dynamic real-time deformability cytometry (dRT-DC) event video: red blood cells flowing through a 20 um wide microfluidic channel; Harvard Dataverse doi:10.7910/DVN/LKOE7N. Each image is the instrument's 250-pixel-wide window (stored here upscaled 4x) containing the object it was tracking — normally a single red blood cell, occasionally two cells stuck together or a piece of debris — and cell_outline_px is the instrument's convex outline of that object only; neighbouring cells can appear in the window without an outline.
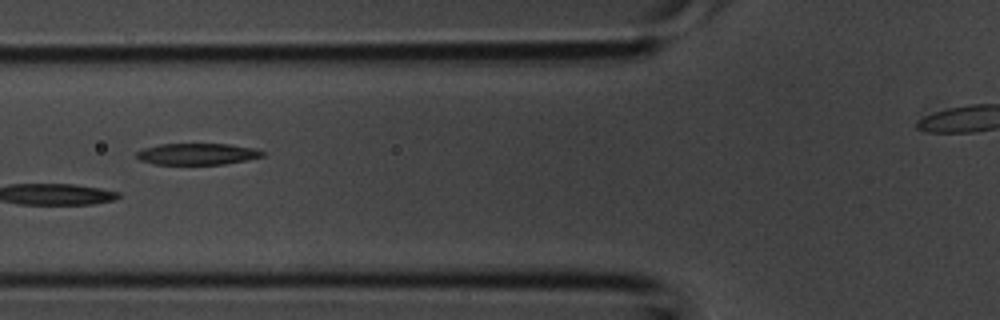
{"species": "common noctule bat (a hibernating species)", "species_latin": "Nyctalus noctula", "temperature_condition": "room temperature", "stored_images_in_passage": 3, "segment_of_instrument_passage": [1, 2], "camera_frame_rate_fps": 3000, "um_per_image_px": 0.085, "animal": {"sex": "male", "body_mass_g": 20.1, "forearm_length_mm": 53.5}, "frame": {"image": 1, "passage_image": 2, "time_ms": 0.333, "image_size_px": [1000, 320], "cell_outline_px": [[268, 152], [264, 156], [224, 164], [152, 164], [140, 160], [136, 156], [136, 152], [144, 148], [160, 144], [228, 144], [256, 148]], "centroid_in_image_um": [16.8, 13.08], "position_along_channel_um": 109.0, "area_um2": 15.78}}